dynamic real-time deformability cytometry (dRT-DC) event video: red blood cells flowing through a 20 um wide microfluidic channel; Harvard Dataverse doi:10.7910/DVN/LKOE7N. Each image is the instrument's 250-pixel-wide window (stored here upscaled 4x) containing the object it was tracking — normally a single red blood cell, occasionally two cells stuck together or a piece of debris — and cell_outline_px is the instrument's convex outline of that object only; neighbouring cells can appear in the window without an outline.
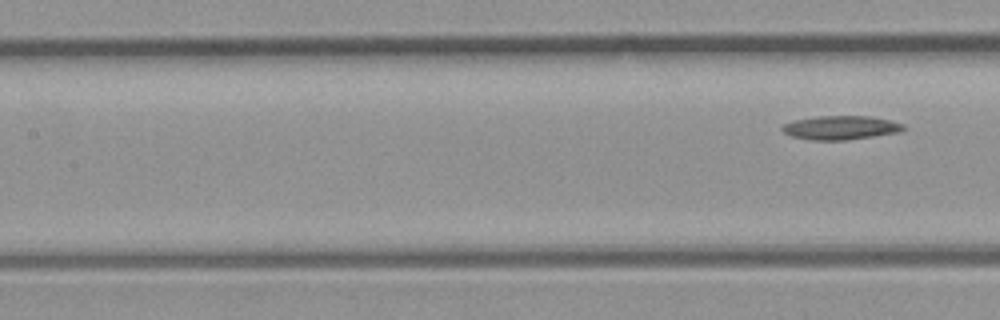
{"species": "common noctule bat (a hibernating species)", "species_latin": "Nyctalus noctula", "temperature_condition": "room temperature", "stored_images_in_passage": 5, "camera_frame_rate_fps": 3000, "um_per_image_px": 0.085, "animal": {"sex": "male", "body_mass_g": 23.1, "forearm_length_mm": 52.7}, "frame": {"image": 1, "passage_image": 5, "time_ms": 1.333, "image_size_px": [1000, 320], "cell_outline_px": [[908, 128], [900, 132], [848, 140], [812, 140], [792, 136], [784, 132], [780, 128], [784, 124], [792, 120], [816, 116], [868, 116], [888, 120], [904, 124]], "centroid_in_image_um": [71.46, 10.85], "position_along_channel_um": 135.9, "area_um2": 16.94}}